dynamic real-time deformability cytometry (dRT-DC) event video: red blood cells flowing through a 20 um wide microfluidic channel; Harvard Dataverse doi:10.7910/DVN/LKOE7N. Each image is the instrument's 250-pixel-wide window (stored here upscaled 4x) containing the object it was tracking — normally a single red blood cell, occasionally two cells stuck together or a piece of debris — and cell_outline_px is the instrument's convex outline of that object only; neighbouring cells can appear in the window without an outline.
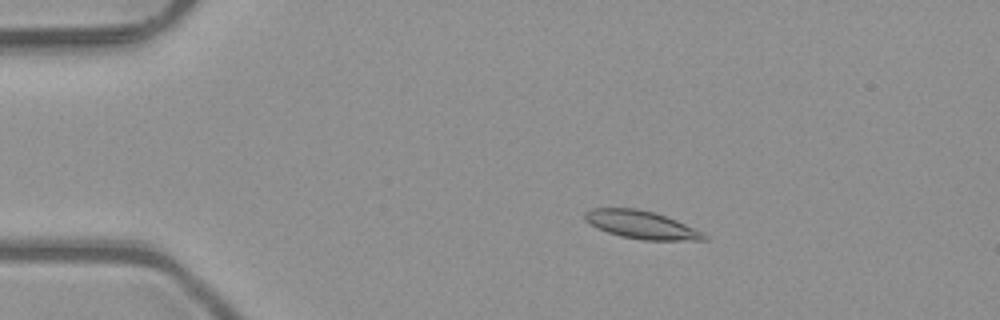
{"species": "common noctule bat (a hibernating species)", "species_latin": "Nyctalus noctula", "temperature_condition": "room temperature", "stored_images_in_passage": 8, "camera_frame_rate_fps": 3000, "um_per_image_px": 0.085, "animal": {"sex": "male", "body_mass_g": 23.1, "forearm_length_mm": 52.7}, "frame": {"image": 1, "passage_image": 3, "time_ms": 0.667, "image_size_px": [1000, 320], "cell_outline_px": [[708, 240], [644, 240], [620, 236], [596, 228], [584, 220], [584, 212], [592, 208], [636, 208], [656, 212], [676, 220], [704, 232], [708, 236]], "centroid_in_image_um": [54.52, 19.1], "position_along_channel_um": 30.5, "area_um2": 19.59}}
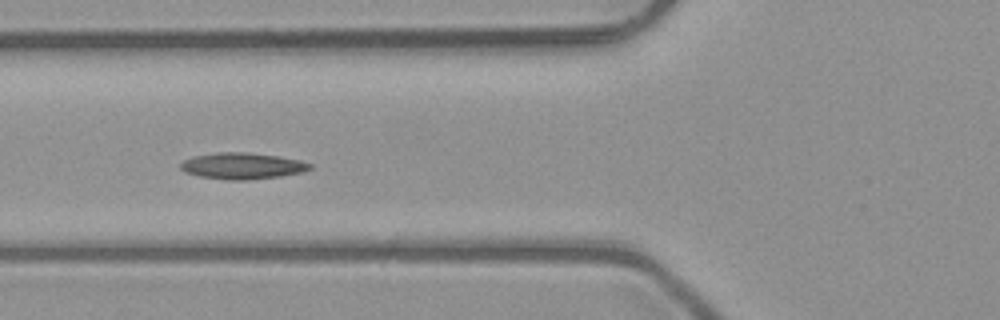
{"frame": {"image": 2, "passage_image": 6, "time_ms": 1.667, "image_size_px": [1000, 320], "cell_outline_px": [[312, 168], [304, 172], [280, 176], [248, 180], [228, 180], [200, 176], [184, 172], [180, 168], [180, 164], [184, 160], [192, 156], [216, 152], [248, 152], [280, 156], [300, 160], [312, 164]], "centroid_in_image_um": [20.6, 14.09], "position_along_channel_um": 105.2, "area_um2": 20.06}}
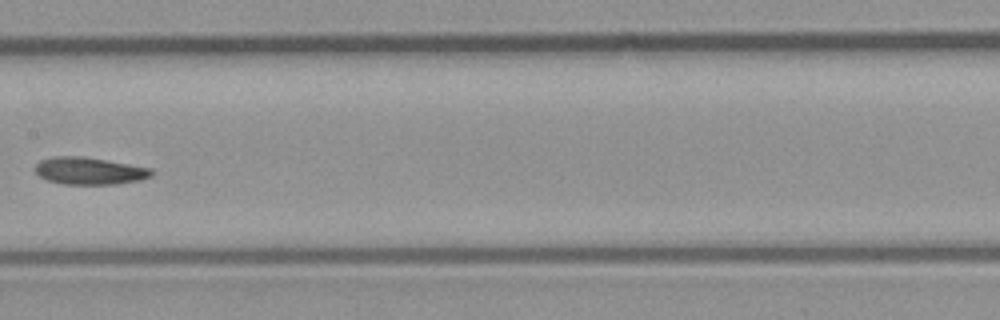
{"frame": {"image": 3, "passage_image": 8, "time_ms": 2.333, "image_size_px": [1000, 320], "cell_outline_px": [[152, 176], [140, 180], [116, 184], [64, 184], [48, 180], [40, 176], [32, 168], [40, 160], [52, 156], [80, 156], [152, 168]], "centroid_in_image_um": [7.56, 14.52], "position_along_channel_um": 199.8, "area_um2": 18.38}}